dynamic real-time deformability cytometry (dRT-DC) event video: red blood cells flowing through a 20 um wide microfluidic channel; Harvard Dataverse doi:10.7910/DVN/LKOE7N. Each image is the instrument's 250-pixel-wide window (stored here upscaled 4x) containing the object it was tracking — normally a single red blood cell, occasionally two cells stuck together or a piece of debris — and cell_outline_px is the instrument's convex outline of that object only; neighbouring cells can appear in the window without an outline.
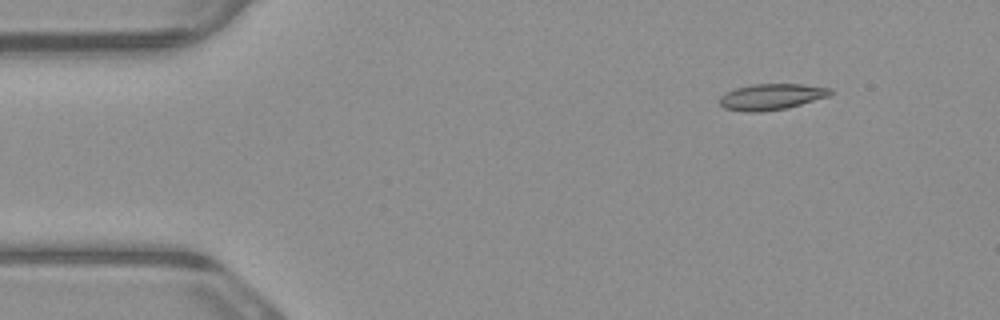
{"species": "common noctule bat (a hibernating species)", "species_latin": "Nyctalus noctula", "temperature_condition": "warm", "stored_images_in_passage": 4, "camera_frame_rate_fps": 3000, "um_per_image_px": 0.085, "animal": {"sex": "male", "body_mass_g": 23.1, "forearm_length_mm": 52.7}, "frame": {"image": 1, "passage_image": 1, "time_ms": 0.0, "image_size_px": [1000, 320], "cell_outline_px": [[832, 92], [828, 96], [788, 108], [764, 112], [744, 112], [724, 108], [720, 104], [720, 96], [736, 88], [752, 84], [800, 84], [832, 88]], "centroid_in_image_um": [65.56, 8.23], "position_along_channel_um": 19.4, "area_um2": 16.82}}
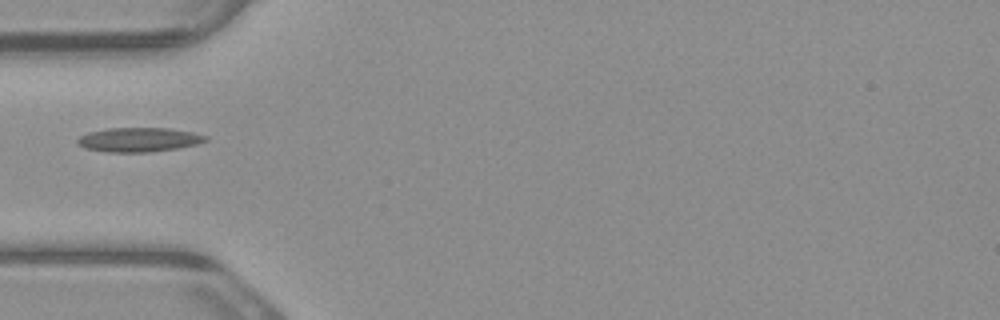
{"frame": {"image": 2, "passage_image": 4, "time_ms": 1.0, "image_size_px": [1000, 320], "cell_outline_px": [[208, 140], [196, 144], [176, 148], [148, 152], [108, 152], [84, 148], [76, 144], [76, 140], [80, 136], [88, 132], [108, 128], [168, 128], [192, 132], [208, 136]], "centroid_in_image_um": [11.76, 11.87], "position_along_channel_um": 73.2, "area_um2": 18.09}}